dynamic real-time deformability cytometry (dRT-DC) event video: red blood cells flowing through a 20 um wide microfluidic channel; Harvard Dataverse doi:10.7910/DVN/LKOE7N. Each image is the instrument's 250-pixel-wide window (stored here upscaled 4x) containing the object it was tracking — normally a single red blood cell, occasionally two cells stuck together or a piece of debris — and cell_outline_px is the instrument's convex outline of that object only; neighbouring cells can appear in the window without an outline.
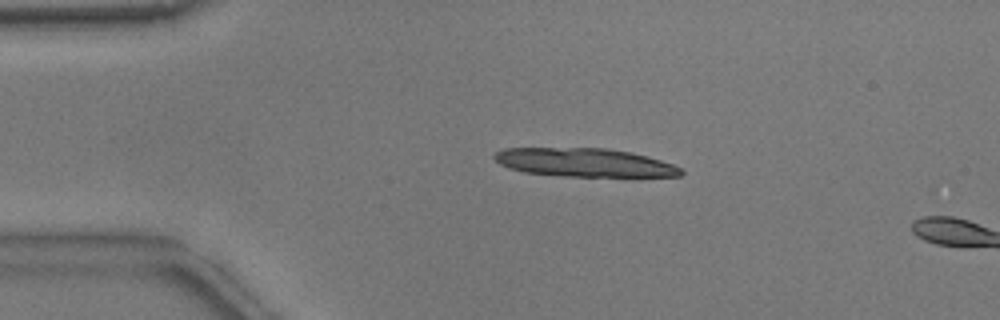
{"species": "common noctule bat (a hibernating species)", "species_latin": "Nyctalus noctula", "temperature_condition": "warm", "stored_images_in_passage": 12, "camera_frame_rate_fps": 3000, "um_per_image_px": 0.085, "animal": {"sex": "male", "body_mass_g": 17.9}, "frame": {"image": 1, "passage_image": 10, "time_ms": 3.0, "image_size_px": [1000, 320], "cell_outline_px": [[684, 172], [680, 176], [564, 176], [524, 172], [508, 168], [500, 164], [492, 156], [496, 152], [504, 148], [608, 148], [632, 152], [648, 156], [672, 164], [680, 168]], "centroid_in_image_um": [49.66, 13.8], "position_along_channel_um": 35.3, "area_um2": 30.92}}